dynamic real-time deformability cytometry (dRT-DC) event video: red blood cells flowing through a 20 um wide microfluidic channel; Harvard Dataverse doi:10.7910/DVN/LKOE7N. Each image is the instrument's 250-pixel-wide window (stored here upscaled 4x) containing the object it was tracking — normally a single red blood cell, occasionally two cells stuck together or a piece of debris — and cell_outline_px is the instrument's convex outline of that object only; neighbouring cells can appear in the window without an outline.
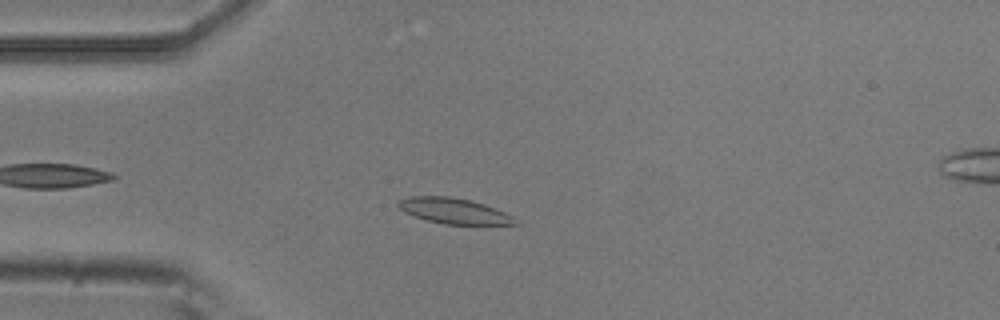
{"species": "common noctule bat (a hibernating species)", "species_latin": "Nyctalus noctula", "temperature_condition": "room temperature", "stored_images_in_passage": 2, "camera_frame_rate_fps": 3000, "um_per_image_px": 0.085, "animal": {"sex": "male", "body_mass_g": 20.5, "forearm_length_mm": 52.5}, "frame": {"image": 1, "passage_image": 2, "time_ms": 0.333, "image_size_px": [1000, 320], "cell_outline_px": [[520, 224], [444, 224], [428, 220], [404, 212], [396, 204], [396, 200], [408, 196], [448, 196], [472, 200], [496, 208], [512, 216]], "centroid_in_image_um": [38.55, 17.91], "position_along_channel_um": 46.4, "area_um2": 17.4}}